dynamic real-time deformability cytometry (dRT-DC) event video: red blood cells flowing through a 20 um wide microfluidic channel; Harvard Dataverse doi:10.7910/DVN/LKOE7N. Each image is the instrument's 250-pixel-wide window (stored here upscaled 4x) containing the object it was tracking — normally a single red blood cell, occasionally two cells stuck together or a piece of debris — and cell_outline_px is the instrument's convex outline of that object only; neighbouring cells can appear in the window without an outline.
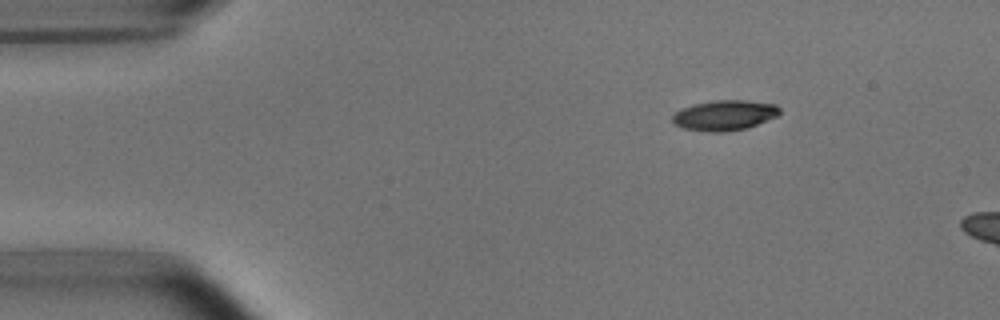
{"species": "common noctule bat (a hibernating species)", "species_latin": "Nyctalus noctula", "temperature_condition": "room temperature", "stored_images_in_passage": 6, "camera_frame_rate_fps": 3000, "um_per_image_px": 0.085, "animal": {"sex": "male", "body_mass_g": 15.6}, "frame": {"image": 1, "passage_image": 1, "time_ms": 0.0, "image_size_px": [1000, 320], "cell_outline_px": [[780, 112], [776, 116], [748, 128], [728, 132], [708, 132], [684, 128], [672, 124], [672, 116], [680, 108], [692, 104], [716, 100], [748, 100], [776, 104], [780, 108]], "centroid_in_image_um": [61.56, 9.8], "position_along_channel_um": 23.4, "area_um2": 19.13}}